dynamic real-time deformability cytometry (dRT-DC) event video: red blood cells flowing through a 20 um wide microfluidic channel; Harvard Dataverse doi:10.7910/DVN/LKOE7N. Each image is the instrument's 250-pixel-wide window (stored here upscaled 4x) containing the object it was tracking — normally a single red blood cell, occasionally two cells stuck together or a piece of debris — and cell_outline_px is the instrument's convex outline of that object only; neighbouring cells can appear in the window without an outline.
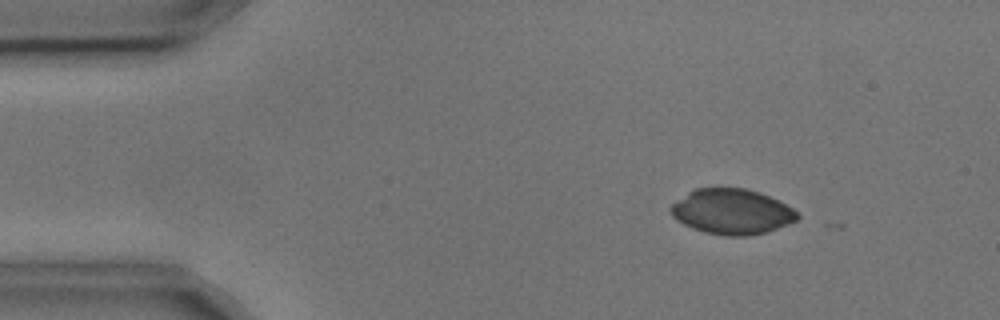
{"species": "common noctule bat (a hibernating species)", "species_latin": "Nyctalus noctula", "temperature_condition": "cold", "stored_images_in_passage": 4, "camera_frame_rate_fps": 3000, "um_per_image_px": 0.085, "animal": {"sex": "male", "body_mass_g": 17.9, "forearm_length_mm": 54.2}, "frame": {"image": 1, "passage_image": 1, "time_ms": 0.0, "image_size_px": [1000, 320], "cell_outline_px": [[800, 216], [796, 220], [788, 224], [764, 232], [744, 236], [724, 236], [704, 232], [692, 228], [676, 220], [672, 216], [668, 208], [672, 204], [688, 192], [696, 188], [744, 188], [760, 192], [780, 200], [792, 208]], "centroid_in_image_um": [62.18, 17.98], "position_along_channel_um": 22.8, "area_um2": 33.41}}